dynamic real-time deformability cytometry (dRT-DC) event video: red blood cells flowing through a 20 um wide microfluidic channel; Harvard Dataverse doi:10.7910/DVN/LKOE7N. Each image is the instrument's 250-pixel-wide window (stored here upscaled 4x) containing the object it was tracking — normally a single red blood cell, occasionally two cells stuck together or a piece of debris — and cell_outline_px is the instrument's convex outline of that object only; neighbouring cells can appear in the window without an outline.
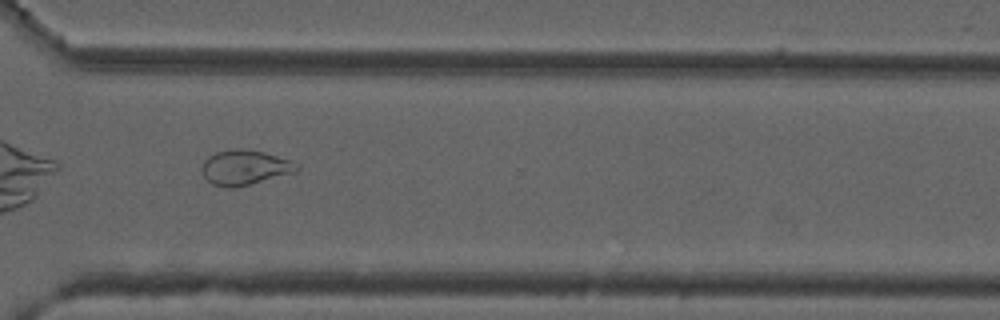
{"species": "common noctule bat (a hibernating species)", "species_latin": "Nyctalus noctula", "temperature_condition": "cold", "stored_images_in_passage": 33, "camera_frame_rate_fps": 3000, "um_per_image_px": 0.085, "animal": {"sex": "male", "forearm_length_mm": 52.5}, "frame": {"image": 1, "passage_image": 24, "time_ms": 7.667, "image_size_px": [1000, 320], "cell_outline_px": [[300, 168], [296, 172], [232, 188], [224, 188], [212, 184], [204, 176], [200, 168], [204, 160], [208, 156], [216, 152], [236, 148], [240, 148], [264, 152], [292, 160], [300, 164]], "centroid_in_image_um": [20.81, 14.23], "position_along_channel_um": 349.8, "area_um2": 19.42}, "authors_computed_cell_mechanics": {"area_um2": 18.1492, "velocity_mm_per_s": 3.7425, "shape_relaxation_time_tau1_ms": null, "shape_relaxation_time_tau2_ms": 1.6561, "deformation_change_tau1": null, "deformation_change_tau2": 0.0827}}